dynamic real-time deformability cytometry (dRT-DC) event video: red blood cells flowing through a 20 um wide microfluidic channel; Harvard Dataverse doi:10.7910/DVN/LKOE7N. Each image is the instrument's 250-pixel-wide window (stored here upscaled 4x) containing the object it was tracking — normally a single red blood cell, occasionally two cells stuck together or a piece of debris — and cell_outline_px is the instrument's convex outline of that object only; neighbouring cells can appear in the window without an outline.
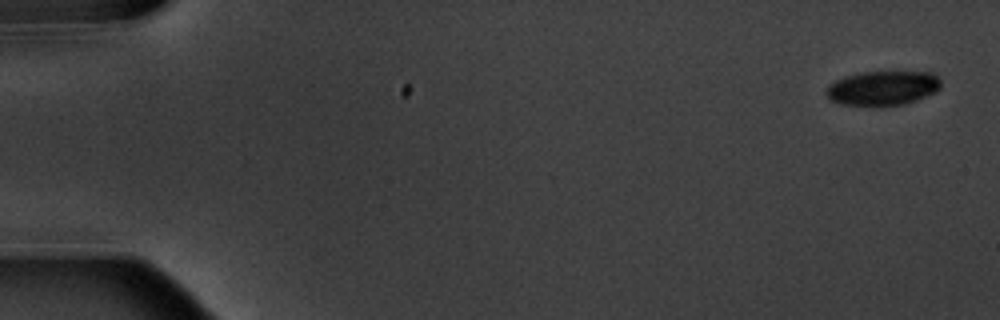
{"species": "common noctule bat (a hibernating species)", "species_latin": "Nyctalus noctula", "temperature_condition": "warm", "stored_images_in_passage": 5, "camera_frame_rate_fps": 3000, "um_per_image_px": 0.085, "animal": {"sex": "male", "body_mass_g": 20.1, "forearm_length_mm": 53.5}, "frame": {"image": 1, "passage_image": 1, "time_ms": 0.0, "image_size_px": [1000, 320], "cell_outline_px": [[940, 88], [936, 92], [916, 100], [904, 104], [880, 108], [872, 108], [840, 104], [832, 100], [828, 96], [828, 88], [836, 80], [848, 76], [864, 72], [932, 72], [940, 80]], "centroid_in_image_um": [75.07, 7.53], "position_along_channel_um": 9.9, "area_um2": 23.24}}
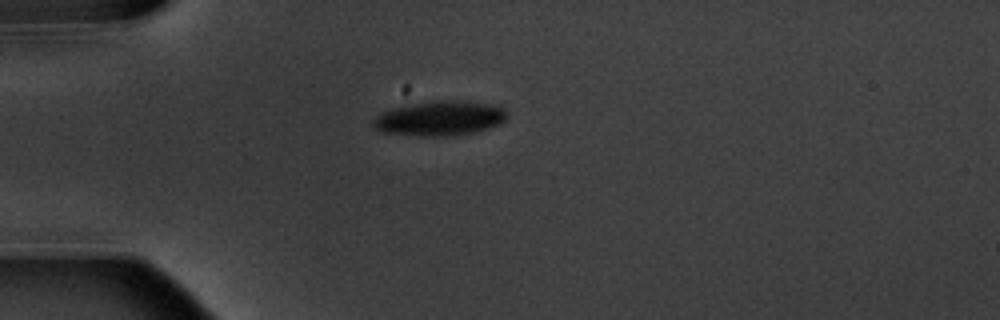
{"frame": {"image": 2, "passage_image": 5, "time_ms": 4.667, "image_size_px": [1000, 320], "cell_outline_px": [[504, 120], [500, 124], [488, 128], [472, 132], [444, 136], [416, 136], [380, 132], [372, 124], [372, 120], [376, 116], [392, 108], [412, 104], [436, 100], [452, 100], [488, 104], [500, 108], [504, 112]], "centroid_in_image_um": [37.29, 10.07], "position_along_channel_um": 47.7, "area_um2": 26.53}}